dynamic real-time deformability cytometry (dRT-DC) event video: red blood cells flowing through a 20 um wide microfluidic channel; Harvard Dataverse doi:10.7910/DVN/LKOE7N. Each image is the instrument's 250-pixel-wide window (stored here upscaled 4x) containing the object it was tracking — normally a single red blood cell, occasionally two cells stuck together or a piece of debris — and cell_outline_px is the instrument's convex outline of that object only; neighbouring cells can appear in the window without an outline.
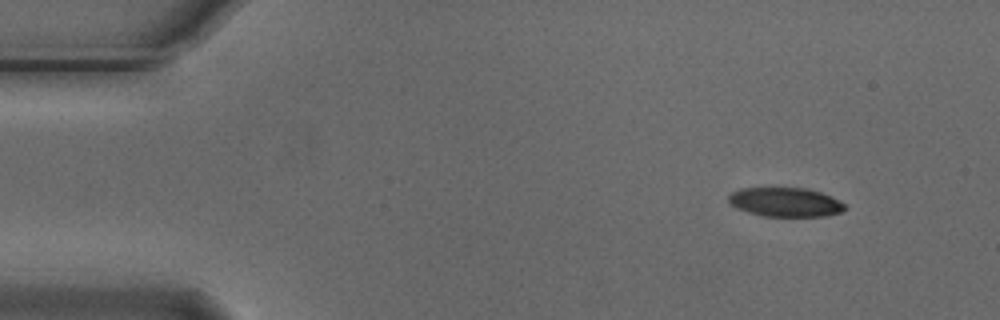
{"species": "Egyptian fruit bat (a non-hibernating species)", "species_latin": "Rousettus aegyptiacus", "temperature_condition": "cold", "stored_images_in_passage": 4, "camera_frame_rate_fps": 3000, "um_per_image_px": 0.085, "animal": {"sex": "male"}, "frame": {"image": 1, "passage_image": 1, "time_ms": 0.0, "image_size_px": [1000, 320], "cell_outline_px": [[848, 208], [840, 212], [828, 216], [764, 216], [748, 212], [736, 208], [728, 200], [728, 196], [732, 192], [740, 188], [804, 188], [820, 192], [832, 196], [840, 200]], "centroid_in_image_um": [66.78, 17.18], "position_along_channel_um": 18.2, "area_um2": 19.77}}
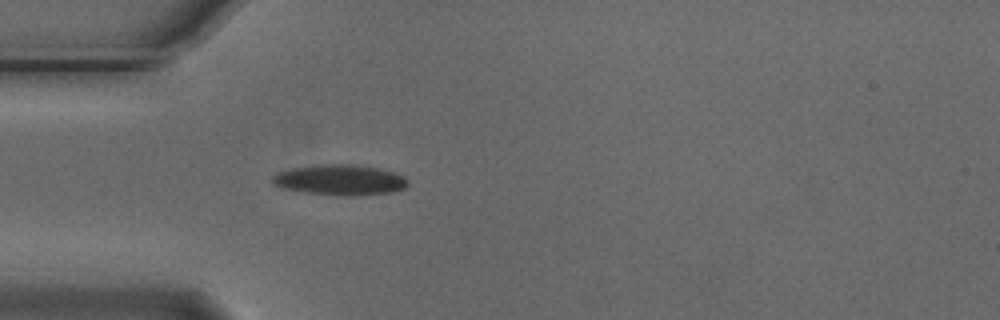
{"frame": {"image": 2, "passage_image": 4, "time_ms": 1.0, "image_size_px": [1000, 320], "cell_outline_px": [[408, 184], [404, 188], [396, 192], [356, 196], [340, 196], [304, 192], [280, 188], [272, 184], [272, 176], [276, 172], [292, 168], [324, 164], [352, 164], [376, 168], [396, 172], [404, 176], [408, 180]], "centroid_in_image_um": [28.9, 15.31], "position_along_channel_um": 56.1, "area_um2": 24.45}}